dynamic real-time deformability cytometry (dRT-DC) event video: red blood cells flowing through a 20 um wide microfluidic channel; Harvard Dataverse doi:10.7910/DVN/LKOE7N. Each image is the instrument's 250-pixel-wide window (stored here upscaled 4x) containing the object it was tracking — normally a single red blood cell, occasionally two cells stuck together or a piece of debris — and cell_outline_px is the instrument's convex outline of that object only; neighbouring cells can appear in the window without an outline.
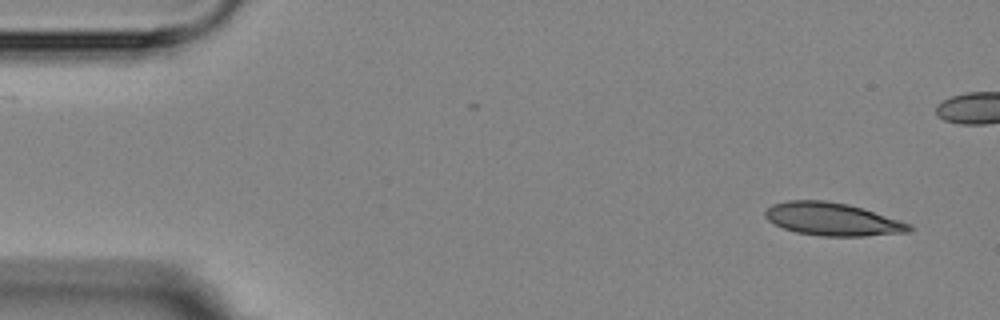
{"species": "Egyptian fruit bat (a non-hibernating species)", "species_latin": "Rousettus aegyptiacus", "temperature_condition": "room temperature", "stored_images_in_passage": 2, "camera_frame_rate_fps": 3000, "um_per_image_px": 0.085, "animal": {"sex": "female"}, "frame": {"image": 1, "passage_image": 2, "time_ms": 1.333, "image_size_px": [1000, 320], "cell_outline_px": [[912, 228], [908, 232], [864, 236], [820, 236], [796, 232], [784, 228], [768, 220], [764, 216], [764, 212], [772, 204], [788, 200], [824, 200], [848, 204], [908, 224]], "centroid_in_image_um": [70.66, 18.63], "position_along_channel_um": 14.3, "area_um2": 27.05}}